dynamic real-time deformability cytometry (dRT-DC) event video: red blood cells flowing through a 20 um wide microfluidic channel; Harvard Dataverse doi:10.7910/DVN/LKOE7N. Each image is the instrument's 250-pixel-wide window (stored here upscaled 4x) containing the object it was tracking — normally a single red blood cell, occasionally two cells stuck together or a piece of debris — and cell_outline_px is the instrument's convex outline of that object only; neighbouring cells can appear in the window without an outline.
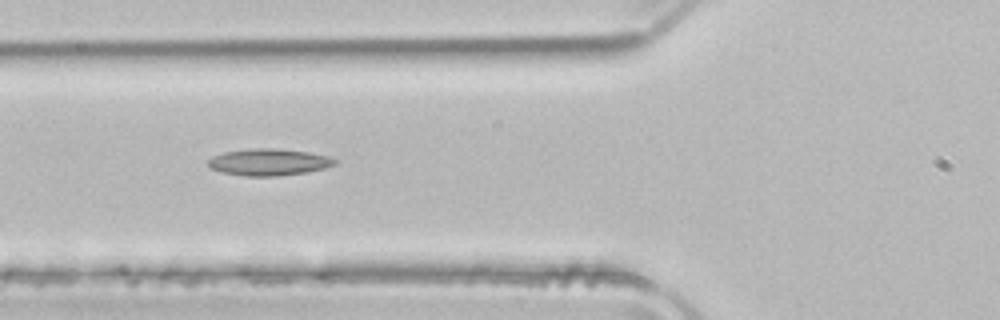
{"species": "common noctule bat (a hibernating species)", "species_latin": "Nyctalus noctula", "temperature_condition": "room temperature", "stored_images_in_passage": 36, "camera_frame_rate_fps": 3000, "um_per_image_px": 0.085, "animal": {"sex": "male", "body_mass_g": 21.5, "forearm_length_mm": 52.0}, "frame": {"image": 1, "passage_image": 4, "time_ms": 1.0, "image_size_px": [1000, 320], "cell_outline_px": [[336, 164], [324, 168], [308, 172], [276, 176], [244, 176], [220, 172], [208, 168], [208, 160], [212, 156], [224, 152], [256, 148], [276, 148], [308, 152], [328, 156], [336, 160]], "centroid_in_image_um": [22.81, 13.78], "position_along_channel_um": 103.0, "area_um2": 19.83}}
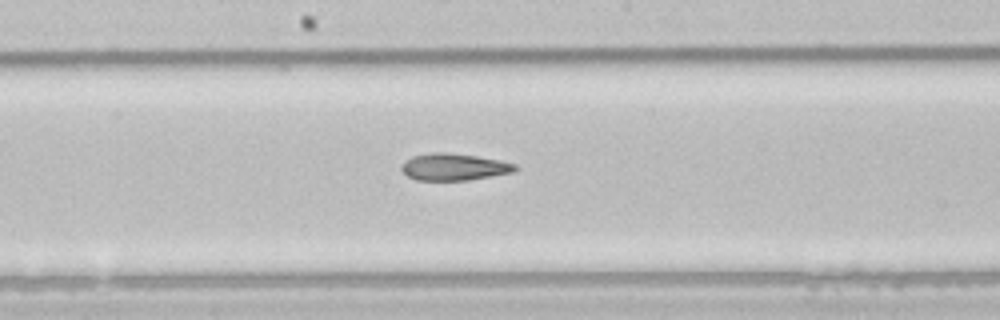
{"frame": {"image": 2, "passage_image": 12, "time_ms": 3.667, "image_size_px": [1000, 320], "cell_outline_px": [[520, 168], [512, 172], [468, 180], [416, 180], [408, 176], [400, 168], [412, 156], [432, 152], [444, 152], [476, 156], [500, 160], [516, 164]], "centroid_in_image_um": [38.61, 14.19], "position_along_channel_um": 209.6, "area_um2": 17.63}}
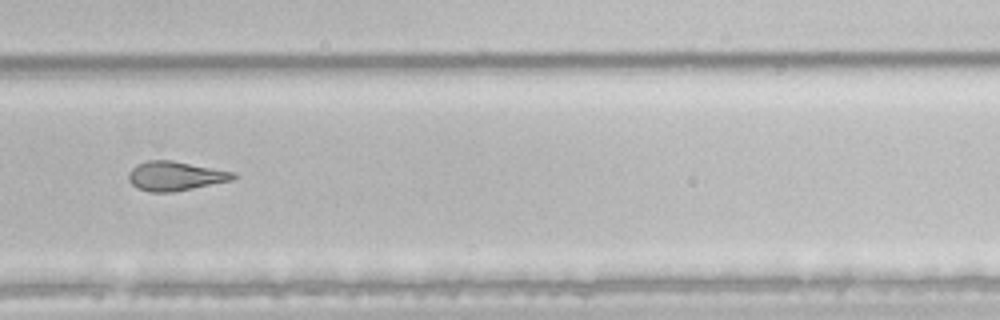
{"frame": {"image": 3, "passage_image": 20, "time_ms": 6.333, "image_size_px": [1000, 320], "cell_outline_px": [[236, 176], [232, 180], [172, 192], [148, 192], [136, 188], [128, 180], [128, 172], [136, 164], [144, 160], [172, 160], [236, 172]], "centroid_in_image_um": [14.85, 14.95], "position_along_channel_um": 314.9, "area_um2": 17.98}, "authors_computed_cell_mechanics": {"area_um2": 18.0336, "velocity_mm_per_s": 3.9765, "shape_relaxation_time_tau1_ms": null, "shape_relaxation_time_tau2_ms": 4.6035, "deformation_change_tau1": null, "deformation_change_tau2": 0.1628}}